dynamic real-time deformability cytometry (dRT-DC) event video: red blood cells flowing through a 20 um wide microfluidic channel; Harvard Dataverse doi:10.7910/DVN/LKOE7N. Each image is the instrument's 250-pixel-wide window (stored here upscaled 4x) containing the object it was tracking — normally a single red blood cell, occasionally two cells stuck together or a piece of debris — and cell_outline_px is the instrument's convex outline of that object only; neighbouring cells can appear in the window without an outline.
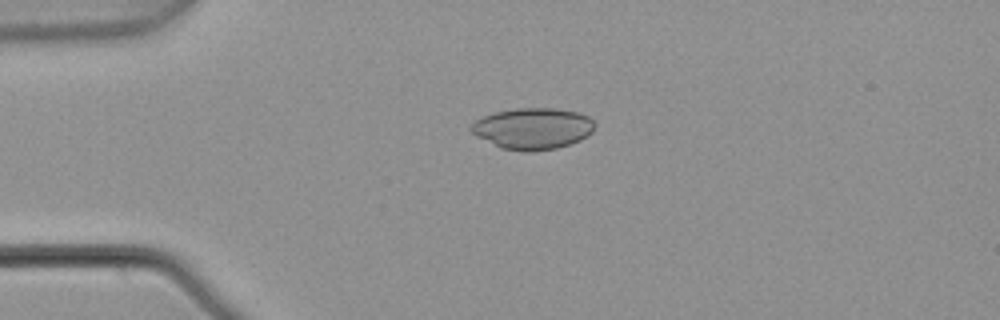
{"species": "common noctule bat (a hibernating species)", "species_latin": "Nyctalus noctula", "temperature_condition": "warm", "stored_images_in_passage": 3, "camera_frame_rate_fps": 3000, "um_per_image_px": 0.085, "animal": {"sex": "male", "body_mass_g": 21.5, "forearm_length_mm": 52.0}, "frame": {"image": 1, "passage_image": 2, "time_ms": 0.333, "image_size_px": [1000, 320], "cell_outline_px": [[596, 124], [592, 132], [580, 140], [556, 148], [528, 152], [500, 148], [476, 136], [468, 128], [476, 120], [484, 116], [496, 112], [516, 108], [552, 108], [576, 112], [588, 116]], "centroid_in_image_um": [45.27, 10.93], "position_along_channel_um": 39.7, "area_um2": 29.65}}